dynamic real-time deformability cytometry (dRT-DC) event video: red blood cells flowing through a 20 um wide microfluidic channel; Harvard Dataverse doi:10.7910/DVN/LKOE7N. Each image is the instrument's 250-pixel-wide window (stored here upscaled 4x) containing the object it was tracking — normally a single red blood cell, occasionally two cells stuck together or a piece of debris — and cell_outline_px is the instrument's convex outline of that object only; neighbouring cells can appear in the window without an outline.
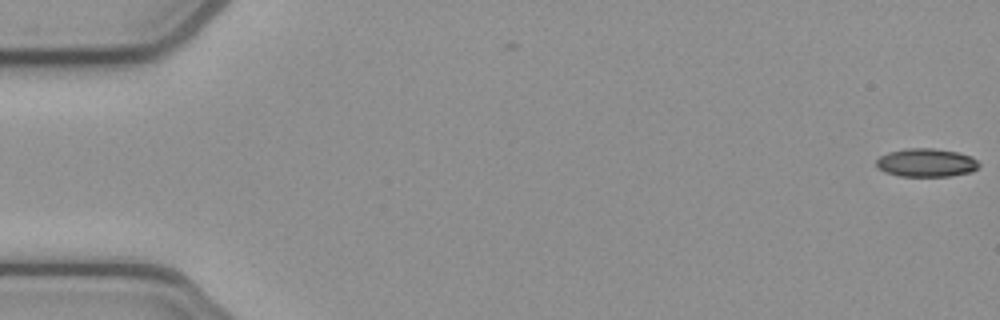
{"species": "common noctule bat (a hibernating species)", "species_latin": "Nyctalus noctula", "temperature_condition": "cold", "stored_images_in_passage": 51, "camera_frame_rate_fps": 3000, "um_per_image_px": 0.085, "animal": {"sex": "female", "body_mass_g": 21.9}, "frame": {"image": 1, "passage_image": 1, "time_ms": 0.0, "image_size_px": [1000, 320], "cell_outline_px": [[980, 168], [972, 172], [948, 176], [900, 176], [884, 172], [876, 164], [876, 160], [880, 156], [888, 152], [904, 148], [932, 148], [956, 152], [972, 156], [980, 164]], "centroid_in_image_um": [78.75, 13.83], "position_along_channel_um": 6.2, "area_um2": 17.05}}
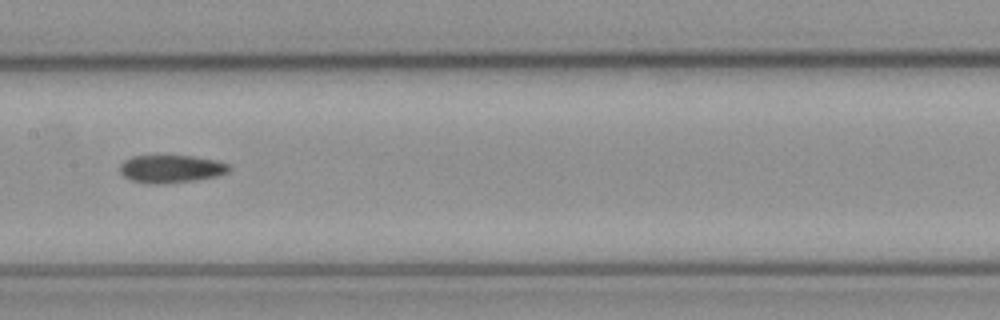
{"frame": {"image": 2, "passage_image": 27, "time_ms": 8.667, "image_size_px": [1000, 320], "cell_outline_px": [[232, 168], [228, 172], [220, 176], [196, 180], [160, 184], [148, 184], [132, 180], [124, 176], [120, 172], [120, 164], [124, 160], [132, 156], [192, 156], [216, 160], [228, 164]], "centroid_in_image_um": [14.56, 14.36], "position_along_channel_um": 192.8, "area_um2": 17.8}}
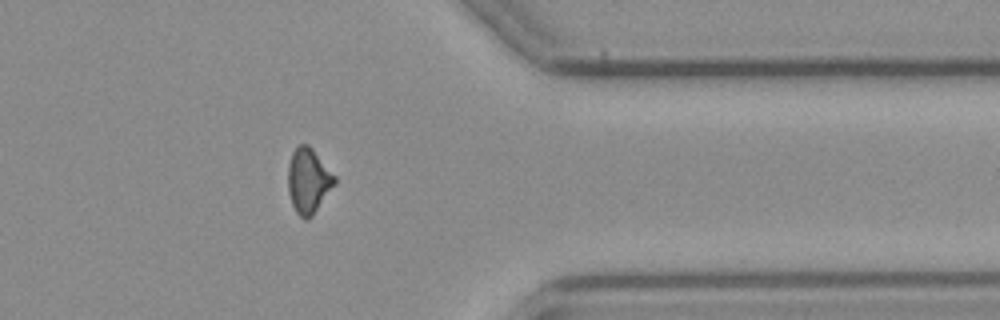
{"frame": {"image": 3, "passage_image": 43, "time_ms": 14.0, "image_size_px": [1000, 320], "cell_outline_px": [[336, 184], [312, 216], [308, 220], [304, 220], [296, 212], [292, 204], [288, 192], [288, 164], [292, 152], [300, 144], [308, 144], [312, 148], [336, 176]], "centroid_in_image_um": [26.22, 15.37], "position_along_channel_um": 385.2, "area_um2": 17.8}}